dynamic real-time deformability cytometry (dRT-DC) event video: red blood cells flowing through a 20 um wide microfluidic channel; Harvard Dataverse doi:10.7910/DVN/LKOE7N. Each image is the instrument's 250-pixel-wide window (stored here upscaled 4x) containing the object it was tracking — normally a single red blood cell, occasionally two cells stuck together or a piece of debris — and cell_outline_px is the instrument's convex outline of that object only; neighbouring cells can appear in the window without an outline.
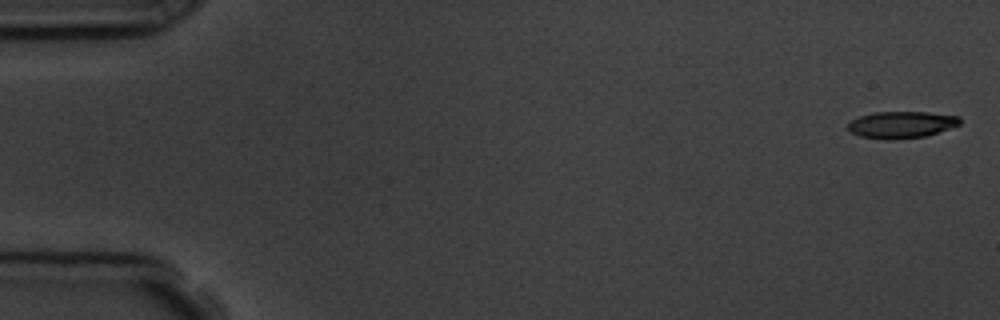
{"species": "common noctule bat (a hibernating species)", "species_latin": "Nyctalus noctula", "temperature_condition": "room temperature", "stored_images_in_passage": 4, "camera_frame_rate_fps": 3000, "um_per_image_px": 0.085, "animal": {"sex": "male", "body_mass_g": 19.5, "forearm_length_mm": 54.6}, "frame": {"image": 1, "passage_image": 1, "time_ms": 0.0, "image_size_px": [1000, 320], "cell_outline_px": [[960, 124], [924, 136], [892, 140], [884, 140], [860, 136], [848, 132], [848, 124], [852, 120], [860, 116], [876, 112], [928, 112], [960, 116]], "centroid_in_image_um": [76.58, 10.6], "position_along_channel_um": 8.4, "area_um2": 17.4}}